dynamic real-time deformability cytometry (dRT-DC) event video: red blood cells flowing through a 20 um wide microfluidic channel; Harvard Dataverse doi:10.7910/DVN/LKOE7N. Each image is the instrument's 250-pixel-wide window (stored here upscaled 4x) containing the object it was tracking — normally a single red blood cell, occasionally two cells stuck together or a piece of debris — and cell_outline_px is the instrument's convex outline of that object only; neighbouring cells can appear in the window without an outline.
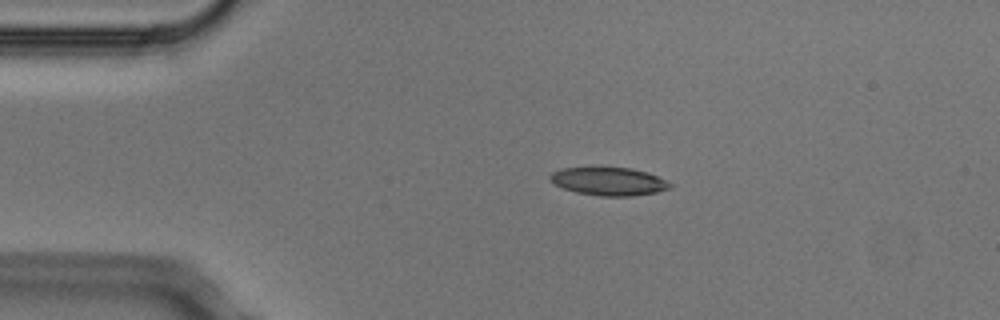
{"species": "Egyptian fruit bat (a non-hibernating species)", "species_latin": "Rousettus aegyptiacus", "temperature_condition": "cold", "stored_images_in_passage": 2, "camera_frame_rate_fps": 3000, "um_per_image_px": 0.085, "animal": {"sex": "male"}, "frame": {"image": 1, "passage_image": 1, "time_ms": 0.0, "image_size_px": [1000, 320], "cell_outline_px": [[672, 188], [656, 192], [632, 196], [600, 196], [576, 192], [564, 188], [556, 184], [548, 176], [552, 172], [560, 168], [632, 168], [648, 172], [672, 184]], "centroid_in_image_um": [51.76, 15.42], "position_along_channel_um": 33.2, "area_um2": 19.42}}